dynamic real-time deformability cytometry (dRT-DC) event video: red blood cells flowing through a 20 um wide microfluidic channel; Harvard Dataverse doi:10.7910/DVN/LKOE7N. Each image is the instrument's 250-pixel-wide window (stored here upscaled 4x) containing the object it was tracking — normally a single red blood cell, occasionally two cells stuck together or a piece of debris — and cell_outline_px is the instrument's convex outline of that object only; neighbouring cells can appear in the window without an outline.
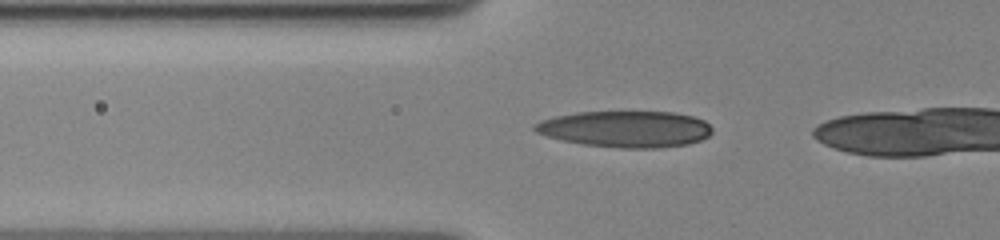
{"species": "human", "species_latin": "Homo sapiens", "temperature_condition": "cold", "stored_images_in_passage": 20, "camera_frame_rate_fps": 3000, "um_per_image_px": 0.085, "donor": {"sex": "female"}, "frame": {"image": 1, "passage_image": 17, "time_ms": 5.333, "image_size_px": [1000, 240], "cell_outline_px": [[712, 132], [708, 136], [700, 140], [688, 144], [660, 148], [620, 148], [584, 144], [560, 140], [536, 132], [532, 128], [532, 124], [540, 120], [556, 116], [576, 112], [672, 112], [692, 116], [704, 120], [712, 128]], "centroid_in_image_um": [53.16, 10.97], "position_along_channel_um": 72.6, "area_um2": 37.69}}